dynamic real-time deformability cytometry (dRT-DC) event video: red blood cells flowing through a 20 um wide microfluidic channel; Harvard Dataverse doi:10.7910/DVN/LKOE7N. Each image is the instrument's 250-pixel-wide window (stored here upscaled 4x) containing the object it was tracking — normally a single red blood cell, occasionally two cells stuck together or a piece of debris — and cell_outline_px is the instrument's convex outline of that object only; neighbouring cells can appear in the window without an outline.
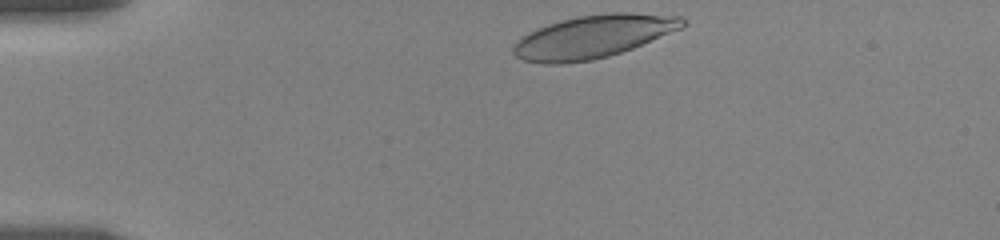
{"species": "human", "species_latin": "Homo sapiens", "temperature_condition": "room temperature", "stored_images_in_passage": 25, "camera_frame_rate_fps": 3000, "um_per_image_px": 0.085, "donor": {"sex": "female"}, "frame": {"image": 1, "passage_image": 1, "time_ms": 0.0, "image_size_px": [1000, 240], "cell_outline_px": [[688, 24], [680, 28], [632, 48], [608, 56], [592, 60], [560, 64], [544, 64], [524, 60], [516, 56], [512, 52], [512, 48], [516, 40], [528, 32], [548, 24], [560, 20], [580, 16], [612, 12], [632, 12], [680, 16], [688, 20]], "centroid_in_image_um": [50.41, 3.1], "position_along_channel_um": 34.6, "area_um2": 42.19}}
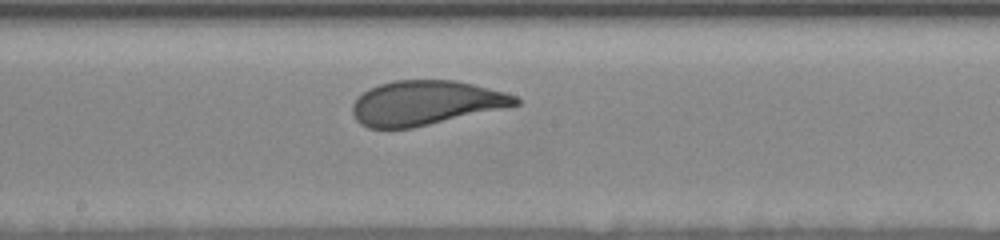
{"frame": {"image": 2, "passage_image": 13, "time_ms": 6.667, "image_size_px": [1000, 240], "cell_outline_px": [[520, 104], [504, 108], [412, 128], [368, 128], [360, 124], [356, 120], [352, 112], [352, 104], [368, 88], [380, 84], [396, 80], [456, 80], [504, 92], [516, 96], [520, 100]], "centroid_in_image_um": [36.16, 8.75], "position_along_channel_um": 212.0, "area_um2": 42.02}}
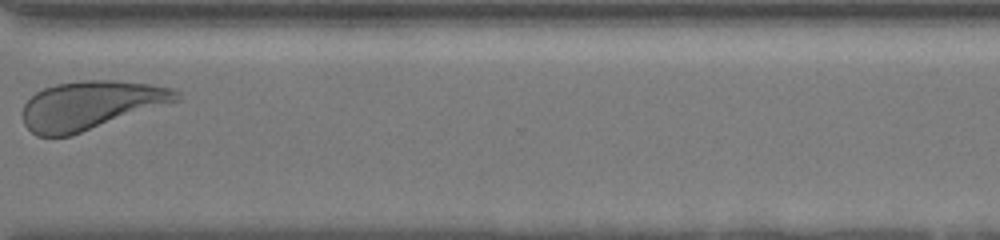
{"frame": {"image": 3, "passage_image": 22, "time_ms": 11.0, "image_size_px": [1000, 240], "cell_outline_px": [[180, 100], [72, 136], [36, 136], [24, 124], [24, 104], [36, 92], [44, 88], [56, 84], [80, 80], [112, 80], [148, 84], [176, 88], [180, 92]], "centroid_in_image_um": [7.74, 8.94], "position_along_channel_um": 362.9, "area_um2": 43.52}, "authors_computed_cell_mechanics": {"area_um2": 42.9454, "velocity_mm_per_s": 3.4731, "shape_relaxation_time_tau1_ms": 2.4891, "shape_relaxation_time_tau2_ms": null, "deformation_change_tau1": 0.1378, "deformation_change_tau2": null}}